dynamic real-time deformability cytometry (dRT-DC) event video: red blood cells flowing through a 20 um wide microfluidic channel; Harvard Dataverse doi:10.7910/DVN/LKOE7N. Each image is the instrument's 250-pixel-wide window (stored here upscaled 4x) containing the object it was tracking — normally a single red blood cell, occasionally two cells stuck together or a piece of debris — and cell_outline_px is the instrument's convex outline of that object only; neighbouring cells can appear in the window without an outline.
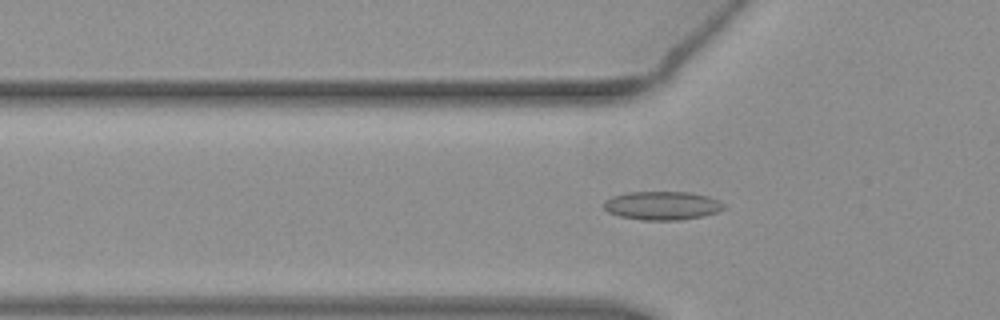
{"species": "common noctule bat (a hibernating species)", "species_latin": "Nyctalus noctula", "temperature_condition": "warm", "stored_images_in_passage": 53, "camera_frame_rate_fps": 3000, "um_per_image_px": 0.085, "animal": {"sex": "female", "body_mass_g": 19.3, "forearm_length_mm": 54.1}, "frame": {"image": 1, "passage_image": 18, "time_ms": 5.667, "image_size_px": [1000, 320], "cell_outline_px": [[724, 208], [720, 212], [680, 220], [640, 220], [620, 216], [608, 212], [604, 208], [604, 200], [612, 196], [628, 192], [688, 192], [708, 196], [720, 200], [724, 204]], "centroid_in_image_um": [56.29, 17.47], "position_along_channel_um": 69.5, "area_um2": 20.06}}
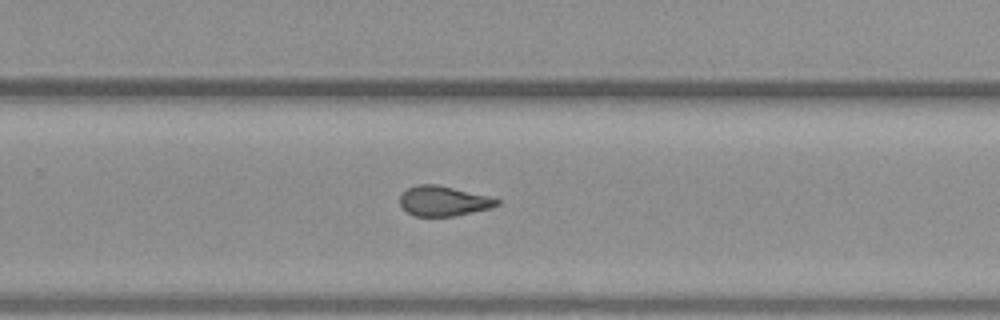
{"frame": {"image": 2, "passage_image": 35, "time_ms": 11.333, "image_size_px": [1000, 320], "cell_outline_px": [[500, 204], [492, 208], [452, 216], [416, 216], [408, 212], [400, 204], [400, 196], [408, 188], [416, 184], [436, 184], [488, 196], [500, 200]], "centroid_in_image_um": [37.7, 17.08], "position_along_channel_um": 292.1, "area_um2": 16.76}}
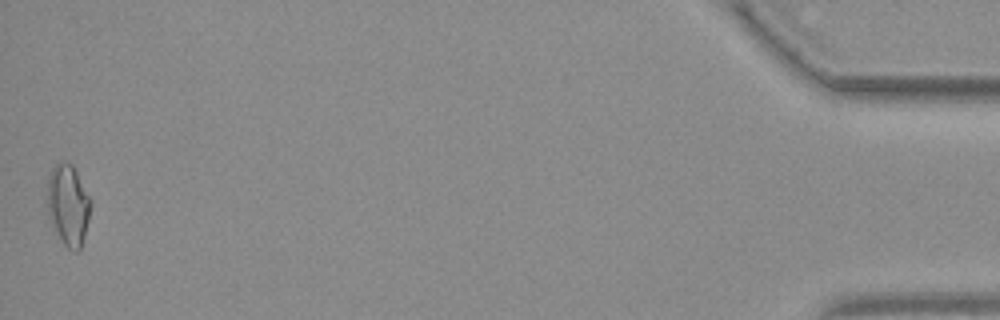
{"frame": {"image": 3, "passage_image": 53, "time_ms": 17.333, "image_size_px": [1000, 320], "cell_outline_px": [[92, 204], [84, 236], [80, 248], [76, 252], [68, 248], [64, 244], [48, 220], [44, 200], [48, 176], [52, 168], [56, 164], [64, 160], [72, 164], [92, 200]], "centroid_in_image_um": [5.74, 17.39], "position_along_channel_um": 429.5, "area_um2": 21.15}, "authors_computed_cell_mechanics": {"area_um2": 17.8602, "velocity_mm_per_s": 3.925, "shape_relaxation_time_tau1_ms": 7.6135, "shape_relaxation_time_tau2_ms": 1.7898, "deformation_change_tau1": 0.1852, "deformation_change_tau2": 0.0954}}